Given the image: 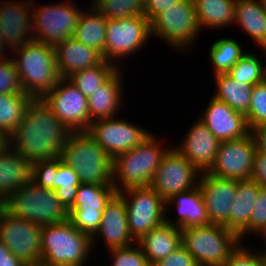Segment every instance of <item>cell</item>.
Here are the masks:
<instances>
[{
    "mask_svg": "<svg viewBox=\"0 0 266 266\" xmlns=\"http://www.w3.org/2000/svg\"><path fill=\"white\" fill-rule=\"evenodd\" d=\"M73 132L63 125L43 99H33L21 123L9 135L8 146L31 163L61 156Z\"/></svg>",
    "mask_w": 266,
    "mask_h": 266,
    "instance_id": "1",
    "label": "cell"
},
{
    "mask_svg": "<svg viewBox=\"0 0 266 266\" xmlns=\"http://www.w3.org/2000/svg\"><path fill=\"white\" fill-rule=\"evenodd\" d=\"M12 53L23 92L41 99L56 86L60 77L53 46L32 39Z\"/></svg>",
    "mask_w": 266,
    "mask_h": 266,
    "instance_id": "2",
    "label": "cell"
},
{
    "mask_svg": "<svg viewBox=\"0 0 266 266\" xmlns=\"http://www.w3.org/2000/svg\"><path fill=\"white\" fill-rule=\"evenodd\" d=\"M171 147L164 148L161 140L151 133L135 148L116 156L112 179L116 193L128 188L150 186L163 156Z\"/></svg>",
    "mask_w": 266,
    "mask_h": 266,
    "instance_id": "3",
    "label": "cell"
},
{
    "mask_svg": "<svg viewBox=\"0 0 266 266\" xmlns=\"http://www.w3.org/2000/svg\"><path fill=\"white\" fill-rule=\"evenodd\" d=\"M41 263L46 266H85L90 259L92 239L67 220L43 226Z\"/></svg>",
    "mask_w": 266,
    "mask_h": 266,
    "instance_id": "4",
    "label": "cell"
},
{
    "mask_svg": "<svg viewBox=\"0 0 266 266\" xmlns=\"http://www.w3.org/2000/svg\"><path fill=\"white\" fill-rule=\"evenodd\" d=\"M61 159L77 173L80 183L112 185L113 159L86 132H73Z\"/></svg>",
    "mask_w": 266,
    "mask_h": 266,
    "instance_id": "5",
    "label": "cell"
},
{
    "mask_svg": "<svg viewBox=\"0 0 266 266\" xmlns=\"http://www.w3.org/2000/svg\"><path fill=\"white\" fill-rule=\"evenodd\" d=\"M7 212L38 226H50L69 220V211L56 198L54 190L26 183L15 190L2 204Z\"/></svg>",
    "mask_w": 266,
    "mask_h": 266,
    "instance_id": "6",
    "label": "cell"
},
{
    "mask_svg": "<svg viewBox=\"0 0 266 266\" xmlns=\"http://www.w3.org/2000/svg\"><path fill=\"white\" fill-rule=\"evenodd\" d=\"M241 244L235 232L221 225L211 224L182 230V245L199 266H224Z\"/></svg>",
    "mask_w": 266,
    "mask_h": 266,
    "instance_id": "7",
    "label": "cell"
},
{
    "mask_svg": "<svg viewBox=\"0 0 266 266\" xmlns=\"http://www.w3.org/2000/svg\"><path fill=\"white\" fill-rule=\"evenodd\" d=\"M151 36L184 54L198 40L199 27L193 0H180L151 23Z\"/></svg>",
    "mask_w": 266,
    "mask_h": 266,
    "instance_id": "8",
    "label": "cell"
},
{
    "mask_svg": "<svg viewBox=\"0 0 266 266\" xmlns=\"http://www.w3.org/2000/svg\"><path fill=\"white\" fill-rule=\"evenodd\" d=\"M32 4L33 39L55 47L74 35L79 16L83 9L77 7L73 0L58 4L34 6Z\"/></svg>",
    "mask_w": 266,
    "mask_h": 266,
    "instance_id": "9",
    "label": "cell"
},
{
    "mask_svg": "<svg viewBox=\"0 0 266 266\" xmlns=\"http://www.w3.org/2000/svg\"><path fill=\"white\" fill-rule=\"evenodd\" d=\"M150 38L151 24L145 16L107 19L103 59L121 68L118 62L138 52Z\"/></svg>",
    "mask_w": 266,
    "mask_h": 266,
    "instance_id": "10",
    "label": "cell"
},
{
    "mask_svg": "<svg viewBox=\"0 0 266 266\" xmlns=\"http://www.w3.org/2000/svg\"><path fill=\"white\" fill-rule=\"evenodd\" d=\"M118 193L125 201L129 230L136 242L165 222V201L151 186L128 188Z\"/></svg>",
    "mask_w": 266,
    "mask_h": 266,
    "instance_id": "11",
    "label": "cell"
},
{
    "mask_svg": "<svg viewBox=\"0 0 266 266\" xmlns=\"http://www.w3.org/2000/svg\"><path fill=\"white\" fill-rule=\"evenodd\" d=\"M42 99L72 132H86L89 129L88 98L68 78H60Z\"/></svg>",
    "mask_w": 266,
    "mask_h": 266,
    "instance_id": "12",
    "label": "cell"
},
{
    "mask_svg": "<svg viewBox=\"0 0 266 266\" xmlns=\"http://www.w3.org/2000/svg\"><path fill=\"white\" fill-rule=\"evenodd\" d=\"M201 172L172 147L163 156L150 186L166 202L172 196L198 186Z\"/></svg>",
    "mask_w": 266,
    "mask_h": 266,
    "instance_id": "13",
    "label": "cell"
},
{
    "mask_svg": "<svg viewBox=\"0 0 266 266\" xmlns=\"http://www.w3.org/2000/svg\"><path fill=\"white\" fill-rule=\"evenodd\" d=\"M42 226L16 218L0 205V240L24 263L41 261Z\"/></svg>",
    "mask_w": 266,
    "mask_h": 266,
    "instance_id": "14",
    "label": "cell"
},
{
    "mask_svg": "<svg viewBox=\"0 0 266 266\" xmlns=\"http://www.w3.org/2000/svg\"><path fill=\"white\" fill-rule=\"evenodd\" d=\"M87 133L114 159L138 146L152 132L117 116L91 122Z\"/></svg>",
    "mask_w": 266,
    "mask_h": 266,
    "instance_id": "15",
    "label": "cell"
},
{
    "mask_svg": "<svg viewBox=\"0 0 266 266\" xmlns=\"http://www.w3.org/2000/svg\"><path fill=\"white\" fill-rule=\"evenodd\" d=\"M115 193L113 185L81 183L74 205L68 210L69 221L92 238L99 229L106 203Z\"/></svg>",
    "mask_w": 266,
    "mask_h": 266,
    "instance_id": "16",
    "label": "cell"
},
{
    "mask_svg": "<svg viewBox=\"0 0 266 266\" xmlns=\"http://www.w3.org/2000/svg\"><path fill=\"white\" fill-rule=\"evenodd\" d=\"M256 150L251 132L243 138L221 141L215 163L208 173L237 181L249 180Z\"/></svg>",
    "mask_w": 266,
    "mask_h": 266,
    "instance_id": "17",
    "label": "cell"
},
{
    "mask_svg": "<svg viewBox=\"0 0 266 266\" xmlns=\"http://www.w3.org/2000/svg\"><path fill=\"white\" fill-rule=\"evenodd\" d=\"M198 186L210 223L228 228L229 212L237 193L238 181L202 172Z\"/></svg>",
    "mask_w": 266,
    "mask_h": 266,
    "instance_id": "18",
    "label": "cell"
},
{
    "mask_svg": "<svg viewBox=\"0 0 266 266\" xmlns=\"http://www.w3.org/2000/svg\"><path fill=\"white\" fill-rule=\"evenodd\" d=\"M91 239L93 251L96 248L97 239L100 242L103 240L108 250L128 247L136 243L129 230L125 201L119 193H115L106 203L99 229Z\"/></svg>",
    "mask_w": 266,
    "mask_h": 266,
    "instance_id": "19",
    "label": "cell"
},
{
    "mask_svg": "<svg viewBox=\"0 0 266 266\" xmlns=\"http://www.w3.org/2000/svg\"><path fill=\"white\" fill-rule=\"evenodd\" d=\"M0 3V33L11 52L33 39V1L2 0Z\"/></svg>",
    "mask_w": 266,
    "mask_h": 266,
    "instance_id": "20",
    "label": "cell"
},
{
    "mask_svg": "<svg viewBox=\"0 0 266 266\" xmlns=\"http://www.w3.org/2000/svg\"><path fill=\"white\" fill-rule=\"evenodd\" d=\"M186 132L182 144L175 149L201 173L208 172L215 163L220 141L200 119Z\"/></svg>",
    "mask_w": 266,
    "mask_h": 266,
    "instance_id": "21",
    "label": "cell"
},
{
    "mask_svg": "<svg viewBox=\"0 0 266 266\" xmlns=\"http://www.w3.org/2000/svg\"><path fill=\"white\" fill-rule=\"evenodd\" d=\"M204 110L198 118L220 142L243 138L251 132L243 113L213 96Z\"/></svg>",
    "mask_w": 266,
    "mask_h": 266,
    "instance_id": "22",
    "label": "cell"
},
{
    "mask_svg": "<svg viewBox=\"0 0 266 266\" xmlns=\"http://www.w3.org/2000/svg\"><path fill=\"white\" fill-rule=\"evenodd\" d=\"M172 205L177 209L178 215H176L175 220L165 216L166 223L178 226L181 230L189 227L211 225L199 186L180 192L168 199L165 202V215L170 209L169 206Z\"/></svg>",
    "mask_w": 266,
    "mask_h": 266,
    "instance_id": "23",
    "label": "cell"
},
{
    "mask_svg": "<svg viewBox=\"0 0 266 266\" xmlns=\"http://www.w3.org/2000/svg\"><path fill=\"white\" fill-rule=\"evenodd\" d=\"M54 48L60 78H68L77 71L92 68L104 62L100 52L84 45L73 37L63 40Z\"/></svg>",
    "mask_w": 266,
    "mask_h": 266,
    "instance_id": "24",
    "label": "cell"
},
{
    "mask_svg": "<svg viewBox=\"0 0 266 266\" xmlns=\"http://www.w3.org/2000/svg\"><path fill=\"white\" fill-rule=\"evenodd\" d=\"M119 68L105 83L97 87L92 95L88 97V110L90 122L99 119H108L118 116L121 109L123 97V76ZM117 112V113H116Z\"/></svg>",
    "mask_w": 266,
    "mask_h": 266,
    "instance_id": "25",
    "label": "cell"
},
{
    "mask_svg": "<svg viewBox=\"0 0 266 266\" xmlns=\"http://www.w3.org/2000/svg\"><path fill=\"white\" fill-rule=\"evenodd\" d=\"M32 181V163L9 146L0 151V204Z\"/></svg>",
    "mask_w": 266,
    "mask_h": 266,
    "instance_id": "26",
    "label": "cell"
},
{
    "mask_svg": "<svg viewBox=\"0 0 266 266\" xmlns=\"http://www.w3.org/2000/svg\"><path fill=\"white\" fill-rule=\"evenodd\" d=\"M136 243L150 266H153L181 247L182 230L178 226L164 222L143 235Z\"/></svg>",
    "mask_w": 266,
    "mask_h": 266,
    "instance_id": "27",
    "label": "cell"
},
{
    "mask_svg": "<svg viewBox=\"0 0 266 266\" xmlns=\"http://www.w3.org/2000/svg\"><path fill=\"white\" fill-rule=\"evenodd\" d=\"M259 188L251 179L238 181L237 193L229 212L228 229L235 232L242 243L249 234L251 212Z\"/></svg>",
    "mask_w": 266,
    "mask_h": 266,
    "instance_id": "28",
    "label": "cell"
},
{
    "mask_svg": "<svg viewBox=\"0 0 266 266\" xmlns=\"http://www.w3.org/2000/svg\"><path fill=\"white\" fill-rule=\"evenodd\" d=\"M235 15V25L266 49V6L260 0H236Z\"/></svg>",
    "mask_w": 266,
    "mask_h": 266,
    "instance_id": "29",
    "label": "cell"
},
{
    "mask_svg": "<svg viewBox=\"0 0 266 266\" xmlns=\"http://www.w3.org/2000/svg\"><path fill=\"white\" fill-rule=\"evenodd\" d=\"M193 3L201 31L235 25L236 0H193Z\"/></svg>",
    "mask_w": 266,
    "mask_h": 266,
    "instance_id": "30",
    "label": "cell"
},
{
    "mask_svg": "<svg viewBox=\"0 0 266 266\" xmlns=\"http://www.w3.org/2000/svg\"><path fill=\"white\" fill-rule=\"evenodd\" d=\"M90 6L81 12L73 38L103 55L107 19L94 6Z\"/></svg>",
    "mask_w": 266,
    "mask_h": 266,
    "instance_id": "31",
    "label": "cell"
},
{
    "mask_svg": "<svg viewBox=\"0 0 266 266\" xmlns=\"http://www.w3.org/2000/svg\"><path fill=\"white\" fill-rule=\"evenodd\" d=\"M216 90L212 96L246 115L251 103L252 85L232 79L227 73L214 75Z\"/></svg>",
    "mask_w": 266,
    "mask_h": 266,
    "instance_id": "32",
    "label": "cell"
},
{
    "mask_svg": "<svg viewBox=\"0 0 266 266\" xmlns=\"http://www.w3.org/2000/svg\"><path fill=\"white\" fill-rule=\"evenodd\" d=\"M34 98L26 93L0 94V129L8 136L21 123Z\"/></svg>",
    "mask_w": 266,
    "mask_h": 266,
    "instance_id": "33",
    "label": "cell"
},
{
    "mask_svg": "<svg viewBox=\"0 0 266 266\" xmlns=\"http://www.w3.org/2000/svg\"><path fill=\"white\" fill-rule=\"evenodd\" d=\"M242 45L236 40L220 38L212 43L209 58L213 67V75L226 74L245 54Z\"/></svg>",
    "mask_w": 266,
    "mask_h": 266,
    "instance_id": "34",
    "label": "cell"
},
{
    "mask_svg": "<svg viewBox=\"0 0 266 266\" xmlns=\"http://www.w3.org/2000/svg\"><path fill=\"white\" fill-rule=\"evenodd\" d=\"M250 52H245L227 74L232 79L254 86L266 80V49H261L265 61Z\"/></svg>",
    "mask_w": 266,
    "mask_h": 266,
    "instance_id": "35",
    "label": "cell"
},
{
    "mask_svg": "<svg viewBox=\"0 0 266 266\" xmlns=\"http://www.w3.org/2000/svg\"><path fill=\"white\" fill-rule=\"evenodd\" d=\"M118 69L115 65L104 61L101 65L77 71L68 79L88 98L97 87L105 83Z\"/></svg>",
    "mask_w": 266,
    "mask_h": 266,
    "instance_id": "36",
    "label": "cell"
},
{
    "mask_svg": "<svg viewBox=\"0 0 266 266\" xmlns=\"http://www.w3.org/2000/svg\"><path fill=\"white\" fill-rule=\"evenodd\" d=\"M80 180L75 170L62 162L59 157V167L54 178V192L56 198L69 210L76 199Z\"/></svg>",
    "mask_w": 266,
    "mask_h": 266,
    "instance_id": "37",
    "label": "cell"
},
{
    "mask_svg": "<svg viewBox=\"0 0 266 266\" xmlns=\"http://www.w3.org/2000/svg\"><path fill=\"white\" fill-rule=\"evenodd\" d=\"M145 0H92L94 6L106 19L144 16Z\"/></svg>",
    "mask_w": 266,
    "mask_h": 266,
    "instance_id": "38",
    "label": "cell"
},
{
    "mask_svg": "<svg viewBox=\"0 0 266 266\" xmlns=\"http://www.w3.org/2000/svg\"><path fill=\"white\" fill-rule=\"evenodd\" d=\"M251 96L250 107L245 115L250 131L266 123V80L252 87Z\"/></svg>",
    "mask_w": 266,
    "mask_h": 266,
    "instance_id": "39",
    "label": "cell"
},
{
    "mask_svg": "<svg viewBox=\"0 0 266 266\" xmlns=\"http://www.w3.org/2000/svg\"><path fill=\"white\" fill-rule=\"evenodd\" d=\"M108 252L112 256L110 266H150L137 243L128 247L112 248Z\"/></svg>",
    "mask_w": 266,
    "mask_h": 266,
    "instance_id": "40",
    "label": "cell"
},
{
    "mask_svg": "<svg viewBox=\"0 0 266 266\" xmlns=\"http://www.w3.org/2000/svg\"><path fill=\"white\" fill-rule=\"evenodd\" d=\"M59 167V157L32 163V182L38 187L54 190V178Z\"/></svg>",
    "mask_w": 266,
    "mask_h": 266,
    "instance_id": "41",
    "label": "cell"
},
{
    "mask_svg": "<svg viewBox=\"0 0 266 266\" xmlns=\"http://www.w3.org/2000/svg\"><path fill=\"white\" fill-rule=\"evenodd\" d=\"M25 93L12 58L0 62V94Z\"/></svg>",
    "mask_w": 266,
    "mask_h": 266,
    "instance_id": "42",
    "label": "cell"
},
{
    "mask_svg": "<svg viewBox=\"0 0 266 266\" xmlns=\"http://www.w3.org/2000/svg\"><path fill=\"white\" fill-rule=\"evenodd\" d=\"M243 245L244 243L229 257L224 266H266V256L263 253Z\"/></svg>",
    "mask_w": 266,
    "mask_h": 266,
    "instance_id": "43",
    "label": "cell"
},
{
    "mask_svg": "<svg viewBox=\"0 0 266 266\" xmlns=\"http://www.w3.org/2000/svg\"><path fill=\"white\" fill-rule=\"evenodd\" d=\"M266 226V187H260L257 198L253 204L250 223L249 235L257 234Z\"/></svg>",
    "mask_w": 266,
    "mask_h": 266,
    "instance_id": "44",
    "label": "cell"
},
{
    "mask_svg": "<svg viewBox=\"0 0 266 266\" xmlns=\"http://www.w3.org/2000/svg\"><path fill=\"white\" fill-rule=\"evenodd\" d=\"M153 266H199L187 249L181 245L176 251Z\"/></svg>",
    "mask_w": 266,
    "mask_h": 266,
    "instance_id": "45",
    "label": "cell"
},
{
    "mask_svg": "<svg viewBox=\"0 0 266 266\" xmlns=\"http://www.w3.org/2000/svg\"><path fill=\"white\" fill-rule=\"evenodd\" d=\"M250 179L260 187H266V154L256 150L253 157V165Z\"/></svg>",
    "mask_w": 266,
    "mask_h": 266,
    "instance_id": "46",
    "label": "cell"
},
{
    "mask_svg": "<svg viewBox=\"0 0 266 266\" xmlns=\"http://www.w3.org/2000/svg\"><path fill=\"white\" fill-rule=\"evenodd\" d=\"M180 0H145L144 16L151 23L159 14L171 6H174Z\"/></svg>",
    "mask_w": 266,
    "mask_h": 266,
    "instance_id": "47",
    "label": "cell"
},
{
    "mask_svg": "<svg viewBox=\"0 0 266 266\" xmlns=\"http://www.w3.org/2000/svg\"><path fill=\"white\" fill-rule=\"evenodd\" d=\"M25 264L20 258L14 256L0 240V266H24Z\"/></svg>",
    "mask_w": 266,
    "mask_h": 266,
    "instance_id": "48",
    "label": "cell"
},
{
    "mask_svg": "<svg viewBox=\"0 0 266 266\" xmlns=\"http://www.w3.org/2000/svg\"><path fill=\"white\" fill-rule=\"evenodd\" d=\"M251 133L255 139L257 150L266 154V123L255 127Z\"/></svg>",
    "mask_w": 266,
    "mask_h": 266,
    "instance_id": "49",
    "label": "cell"
},
{
    "mask_svg": "<svg viewBox=\"0 0 266 266\" xmlns=\"http://www.w3.org/2000/svg\"><path fill=\"white\" fill-rule=\"evenodd\" d=\"M6 50L9 51L10 49H8V46L5 44L4 37L0 33V62L5 61L12 57L11 54L8 57L5 56L7 55L6 53H10V52H7Z\"/></svg>",
    "mask_w": 266,
    "mask_h": 266,
    "instance_id": "50",
    "label": "cell"
},
{
    "mask_svg": "<svg viewBox=\"0 0 266 266\" xmlns=\"http://www.w3.org/2000/svg\"><path fill=\"white\" fill-rule=\"evenodd\" d=\"M8 138L9 136L0 129V151L8 146Z\"/></svg>",
    "mask_w": 266,
    "mask_h": 266,
    "instance_id": "51",
    "label": "cell"
},
{
    "mask_svg": "<svg viewBox=\"0 0 266 266\" xmlns=\"http://www.w3.org/2000/svg\"><path fill=\"white\" fill-rule=\"evenodd\" d=\"M258 234H257V236H260V237L262 236L261 238L262 239L264 238L263 240L266 243V226ZM259 252L263 253L266 256V249L263 248V250L261 249V250H259Z\"/></svg>",
    "mask_w": 266,
    "mask_h": 266,
    "instance_id": "52",
    "label": "cell"
},
{
    "mask_svg": "<svg viewBox=\"0 0 266 266\" xmlns=\"http://www.w3.org/2000/svg\"><path fill=\"white\" fill-rule=\"evenodd\" d=\"M24 266H46V265L39 262V263H27Z\"/></svg>",
    "mask_w": 266,
    "mask_h": 266,
    "instance_id": "53",
    "label": "cell"
},
{
    "mask_svg": "<svg viewBox=\"0 0 266 266\" xmlns=\"http://www.w3.org/2000/svg\"><path fill=\"white\" fill-rule=\"evenodd\" d=\"M266 6V0H260Z\"/></svg>",
    "mask_w": 266,
    "mask_h": 266,
    "instance_id": "54",
    "label": "cell"
}]
</instances>
